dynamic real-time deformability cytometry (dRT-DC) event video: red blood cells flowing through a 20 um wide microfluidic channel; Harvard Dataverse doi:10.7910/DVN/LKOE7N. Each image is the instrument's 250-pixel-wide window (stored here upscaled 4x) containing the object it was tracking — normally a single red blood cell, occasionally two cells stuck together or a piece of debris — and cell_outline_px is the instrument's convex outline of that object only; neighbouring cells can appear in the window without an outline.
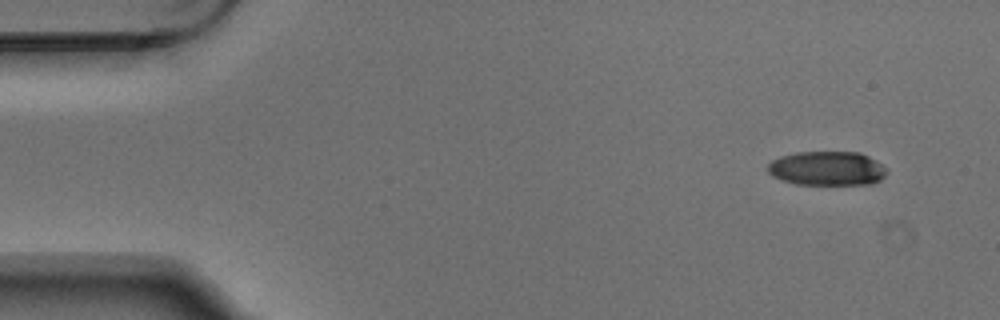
{"species": "Egyptian fruit bat (a non-hibernating species)", "species_latin": "Rousettus aegyptiacus", "temperature_condition": "warm", "stored_images_in_passage": 4, "camera_frame_rate_fps": 3000, "um_per_image_px": 0.085, "animal": {"sex": "male"}, "frame": {"image": 1, "passage_image": 1, "time_ms": 0.0, "image_size_px": [1000, 320], "cell_outline_px": [[888, 172], [880, 180], [872, 184], [796, 184], [780, 180], [772, 176], [768, 172], [768, 164], [772, 160], [780, 156], [796, 152], [860, 152], [876, 160], [888, 168]], "centroid_in_image_um": [70.31, 14.31], "position_along_channel_um": 14.7, "area_um2": 23.93}}
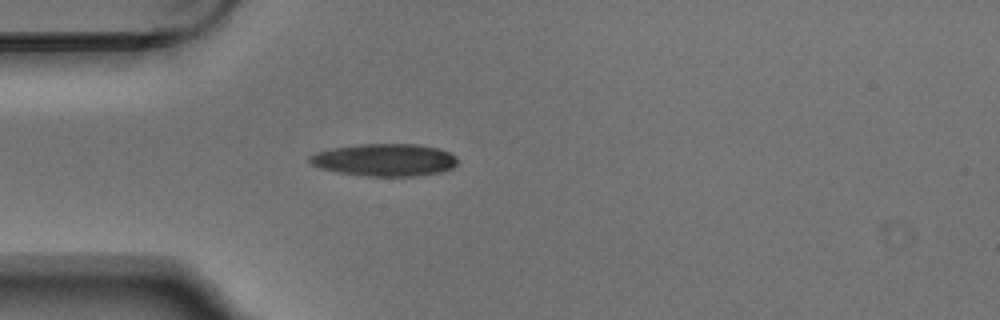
{"frame": {"image": 2, "passage_image": 4, "time_ms": 1.0, "image_size_px": [1000, 320], "cell_outline_px": [[456, 164], [452, 168], [440, 172], [416, 176], [364, 176], [336, 172], [320, 168], [312, 164], [308, 160], [308, 156], [316, 152], [332, 148], [360, 144], [416, 144], [440, 148], [456, 156]], "centroid_in_image_um": [32.67, 13.59], "position_along_channel_um": 52.3, "area_um2": 28.03}}